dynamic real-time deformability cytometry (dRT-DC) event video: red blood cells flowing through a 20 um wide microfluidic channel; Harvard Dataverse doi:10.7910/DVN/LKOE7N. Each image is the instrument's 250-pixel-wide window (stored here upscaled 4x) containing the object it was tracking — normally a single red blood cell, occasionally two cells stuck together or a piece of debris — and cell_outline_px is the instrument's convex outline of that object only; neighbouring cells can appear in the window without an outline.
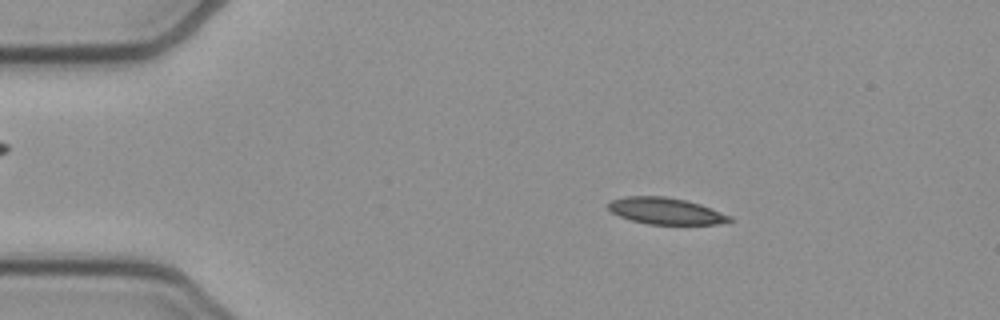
{"species": "common noctule bat (a hibernating species)", "species_latin": "Nyctalus noctula", "temperature_condition": "cold", "stored_images_in_passage": 51, "camera_frame_rate_fps": 3000, "um_per_image_px": 0.085, "animal": {"sex": "female", "body_mass_g": 21.9}, "frame": {"image": 1, "passage_image": 8, "time_ms": 2.333, "image_size_px": [1000, 320], "cell_outline_px": [[732, 220], [716, 224], [648, 224], [632, 220], [620, 216], [612, 212], [608, 208], [608, 204], [612, 200], [624, 196], [664, 196], [684, 200], [700, 204], [712, 208], [732, 216]], "centroid_in_image_um": [56.59, 17.93], "position_along_channel_um": 28.4, "area_um2": 18.61}}
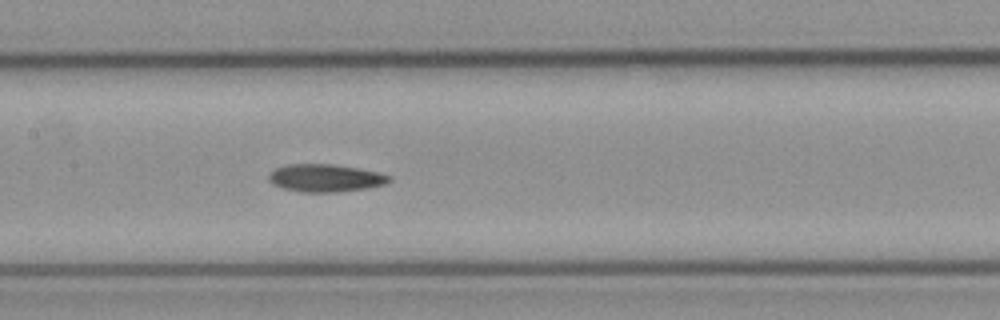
{"frame": {"image": 2, "passage_image": 24, "time_ms": 7.667, "image_size_px": [1000, 320], "cell_outline_px": [[392, 180], [384, 184], [368, 188], [336, 192], [300, 192], [284, 188], [272, 184], [268, 180], [268, 176], [276, 168], [284, 164], [332, 164], [380, 172], [392, 176]], "centroid_in_image_um": [27.67, 15.13], "position_along_channel_um": 179.7, "area_um2": 19.48}}
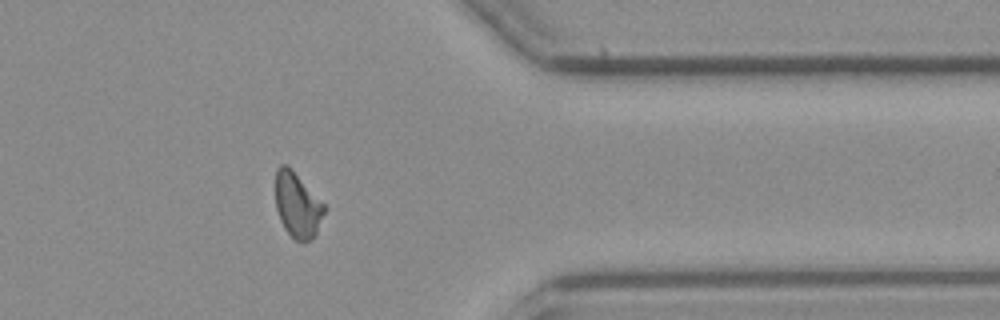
{"frame": {"image": 3, "passage_image": 41, "time_ms": 13.333, "image_size_px": [1000, 320], "cell_outline_px": [[328, 208], [316, 236], [312, 240], [304, 244], [300, 244], [284, 228], [280, 220], [276, 208], [276, 168], [280, 164], [288, 164], [292, 168]], "centroid_in_image_um": [25.32, 17.46], "position_along_channel_um": 386.1, "area_um2": 19.13}, "authors_computed_cell_mechanics": {"area_um2": 18.9584, "velocity_mm_per_s": 3.9231, "shape_relaxation_time_tau1_ms": null, "shape_relaxation_time_tau2_ms": 9.3265, "deformation_change_tau1": null, "deformation_change_tau2": 0.1975}}